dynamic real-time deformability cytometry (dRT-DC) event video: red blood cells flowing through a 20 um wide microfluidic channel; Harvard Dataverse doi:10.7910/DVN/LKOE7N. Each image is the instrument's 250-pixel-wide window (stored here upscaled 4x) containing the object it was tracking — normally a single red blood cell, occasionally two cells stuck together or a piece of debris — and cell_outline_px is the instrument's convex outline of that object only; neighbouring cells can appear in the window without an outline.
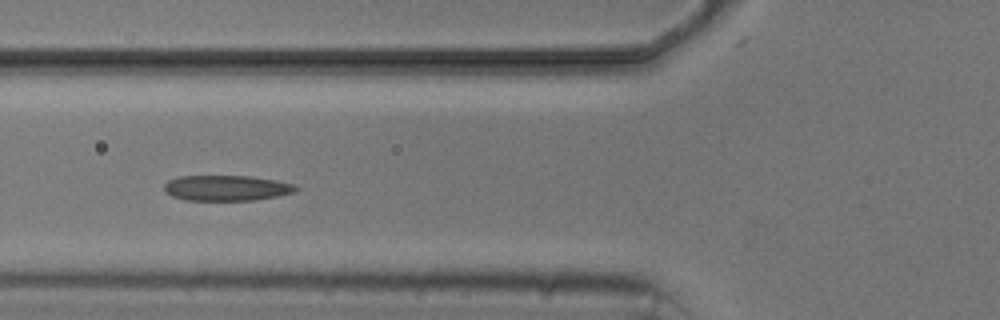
{"species": "common noctule bat (a hibernating species)", "species_latin": "Nyctalus noctula", "temperature_condition": "cold", "stored_images_in_passage": 8, "camera_frame_rate_fps": 3000, "um_per_image_px": 0.085, "animal": {"sex": "male", "body_mass_g": 20.5, "forearm_length_mm": 52.5}, "frame": {"image": 1, "passage_image": 6, "time_ms": 6.667, "image_size_px": [1000, 320], "cell_outline_px": [[300, 188], [296, 192], [256, 200], [184, 200], [172, 196], [164, 192], [164, 184], [168, 180], [180, 176], [248, 176], [276, 180], [292, 184]], "centroid_in_image_um": [19.24, 15.98], "position_along_channel_um": 106.6, "area_um2": 19.59}}
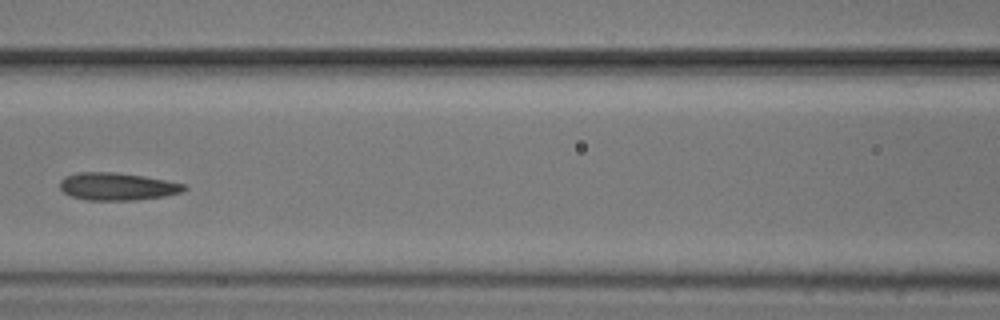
{"frame": {"image": 2, "passage_image": 7, "time_ms": 8.0, "image_size_px": [1000, 320], "cell_outline_px": [[188, 188], [180, 192], [164, 196], [136, 200], [88, 200], [72, 196], [64, 192], [60, 188], [60, 180], [64, 176], [80, 172], [116, 172], [144, 176], [184, 184]], "centroid_in_image_um": [9.94, 15.84], "position_along_channel_um": 156.7, "area_um2": 19.83}}
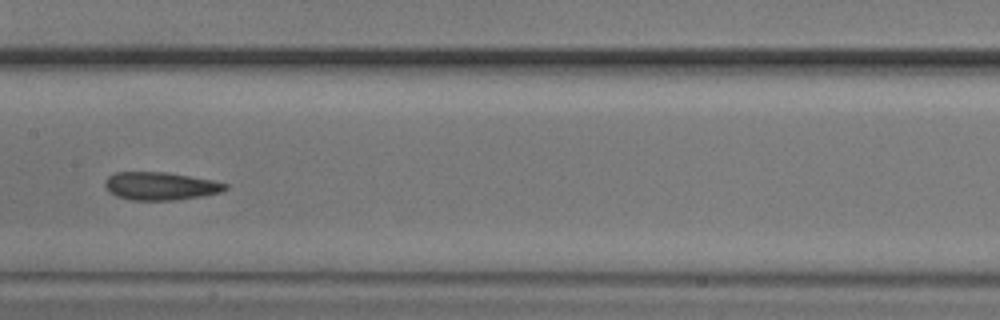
{"frame": {"image": 3, "passage_image": 8, "time_ms": 9.0, "image_size_px": [1000, 320], "cell_outline_px": [[228, 188], [220, 192], [204, 196], [176, 200], [132, 200], [116, 196], [104, 184], [104, 180], [108, 176], [116, 172], [164, 172], [212, 180], [228, 184]], "centroid_in_image_um": [13.65, 15.82], "position_along_channel_um": 193.8, "area_um2": 19.48}}